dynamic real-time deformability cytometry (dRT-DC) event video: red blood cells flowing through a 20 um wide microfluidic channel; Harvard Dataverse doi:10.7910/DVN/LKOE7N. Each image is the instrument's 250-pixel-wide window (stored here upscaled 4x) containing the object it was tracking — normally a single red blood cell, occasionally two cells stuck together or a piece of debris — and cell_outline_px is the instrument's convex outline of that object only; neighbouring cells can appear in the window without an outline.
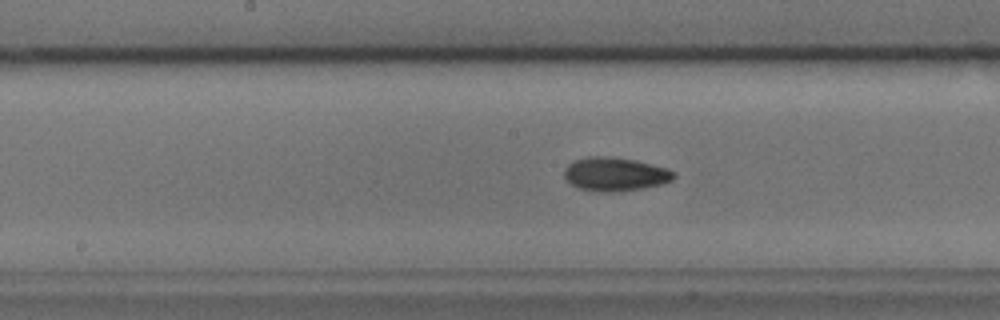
{"species": "common noctule bat (a hibernating species)", "species_latin": "Nyctalus noctula", "temperature_condition": "cold", "stored_images_in_passage": 35, "camera_frame_rate_fps": 3000, "um_per_image_px": 0.085, "animal": {"sex": "male", "body_mass_g": 17.9, "forearm_length_mm": 54.2}, "frame": {"image": 1, "passage_image": 13, "time_ms": 4.0, "image_size_px": [1000, 320], "cell_outline_px": [[676, 176], [672, 180], [660, 184], [644, 188], [612, 192], [604, 192], [576, 188], [564, 176], [564, 168], [568, 164], [576, 160], [588, 156], [608, 156], [636, 160], [668, 168], [676, 172]], "centroid_in_image_um": [52.3, 14.8], "position_along_channel_um": 195.9, "area_um2": 21.56}}
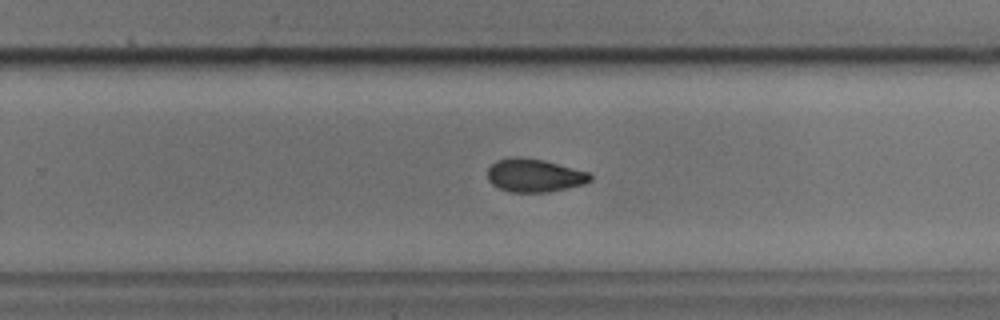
{"frame": {"image": 2, "passage_image": 20, "time_ms": 6.333, "image_size_px": [1000, 320], "cell_outline_px": [[592, 180], [584, 184], [568, 188], [548, 192], [512, 192], [500, 188], [492, 184], [488, 180], [488, 168], [496, 160], [508, 156], [520, 156], [544, 160], [588, 172], [592, 176]], "centroid_in_image_um": [45.41, 14.89], "position_along_channel_um": 284.4, "area_um2": 20.0}}
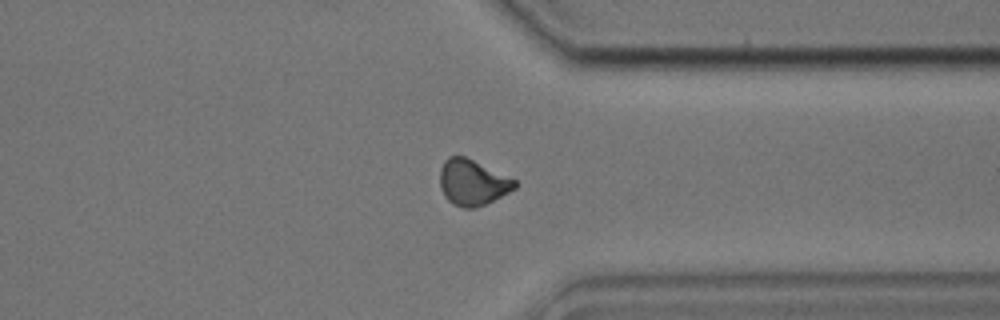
{"frame": {"image": 3, "passage_image": 27, "time_ms": 8.667, "image_size_px": [1000, 320], "cell_outline_px": [[516, 188], [476, 208], [464, 208], [452, 204], [444, 196], [440, 188], [440, 168], [444, 160], [448, 156], [464, 156], [516, 180]], "centroid_in_image_um": [40.12, 15.51], "position_along_channel_um": 371.3, "area_um2": 19.77}, "authors_computed_cell_mechanics": {"area_um2": 19.8254, "velocity_mm_per_s": 3.8075, "shape_relaxation_time_tau1_ms": 2.6762, "shape_relaxation_time_tau2_ms": 3.7021, "deformation_change_tau1": 0.0928, "deformation_change_tau2": 0.0828}}